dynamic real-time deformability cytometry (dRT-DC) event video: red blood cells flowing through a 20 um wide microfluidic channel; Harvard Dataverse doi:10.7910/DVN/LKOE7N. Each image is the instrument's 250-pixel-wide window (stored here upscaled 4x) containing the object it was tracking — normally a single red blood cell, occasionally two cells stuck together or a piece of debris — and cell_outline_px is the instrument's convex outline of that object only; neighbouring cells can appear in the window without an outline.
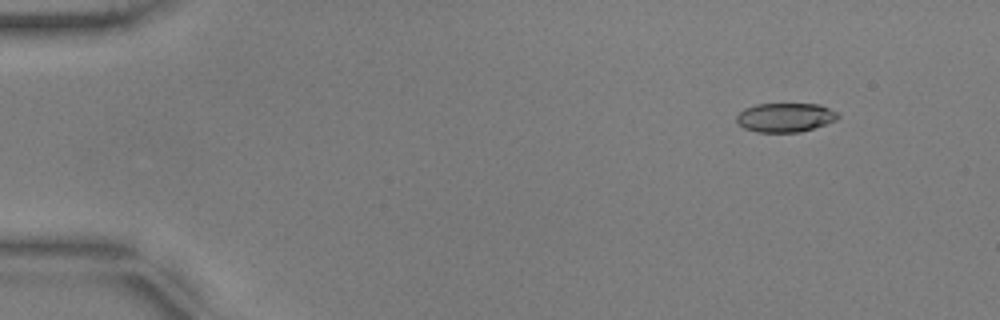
{"species": "common noctule bat (a hibernating species)", "species_latin": "Nyctalus noctula", "temperature_condition": "warm", "stored_images_in_passage": 18, "camera_frame_rate_fps": 3000, "um_per_image_px": 0.085, "animal": {"sex": "male", "body_mass_g": 17.9, "forearm_length_mm": 54.2}, "frame": {"image": 1, "passage_image": 6, "time_ms": 1.667, "image_size_px": [1000, 320], "cell_outline_px": [[840, 116], [836, 120], [800, 132], [756, 132], [744, 128], [736, 120], [736, 116], [744, 108], [756, 104], [820, 104], [836, 112]], "centroid_in_image_um": [66.72, 9.98], "position_along_channel_um": 18.3, "area_um2": 17.05}}
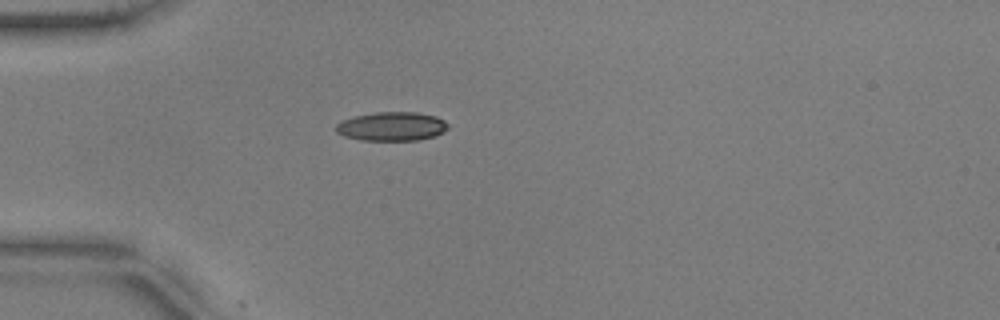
{"frame": {"image": 2, "passage_image": 16, "time_ms": 5.0, "image_size_px": [1000, 320], "cell_outline_px": [[448, 128], [444, 132], [436, 136], [420, 140], [360, 140], [344, 136], [336, 132], [336, 124], [344, 120], [356, 116], [376, 112], [416, 112], [436, 116], [444, 120], [448, 124]], "centroid_in_image_um": [33.34, 10.75], "position_along_channel_um": 51.7, "area_um2": 18.9}}